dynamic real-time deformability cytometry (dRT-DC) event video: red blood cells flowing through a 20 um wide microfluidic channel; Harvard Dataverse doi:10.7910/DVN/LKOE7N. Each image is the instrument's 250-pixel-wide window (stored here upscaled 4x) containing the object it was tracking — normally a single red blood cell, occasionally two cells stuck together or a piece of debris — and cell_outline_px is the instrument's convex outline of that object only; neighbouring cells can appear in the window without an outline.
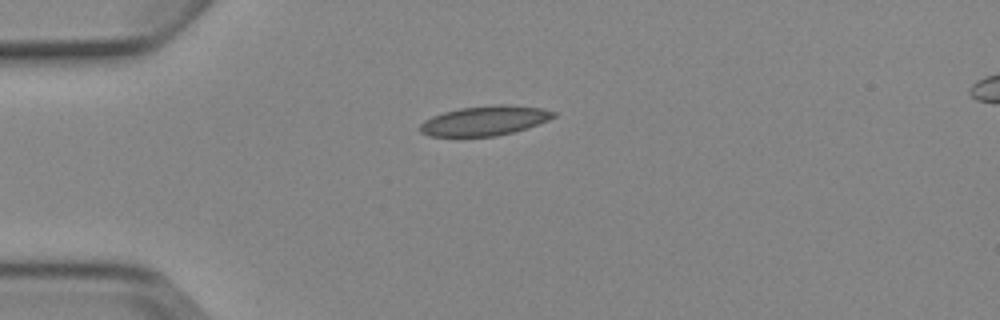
{"species": "Egyptian fruit bat (a non-hibernating species)", "species_latin": "Rousettus aegyptiacus", "temperature_condition": "cold", "stored_images_in_passage": 3, "camera_frame_rate_fps": 3000, "um_per_image_px": 0.085, "animal": {"sex": "female"}, "frame": {"image": 1, "passage_image": 1, "time_ms": 0.0, "image_size_px": [1000, 320], "cell_outline_px": [[556, 116], [548, 120], [512, 132], [496, 136], [428, 136], [420, 132], [420, 124], [424, 120], [432, 116], [444, 112], [460, 108], [496, 104], [512, 104], [540, 108], [556, 112]], "centroid_in_image_um": [41.18, 10.25], "position_along_channel_um": 43.8, "area_um2": 22.95}}
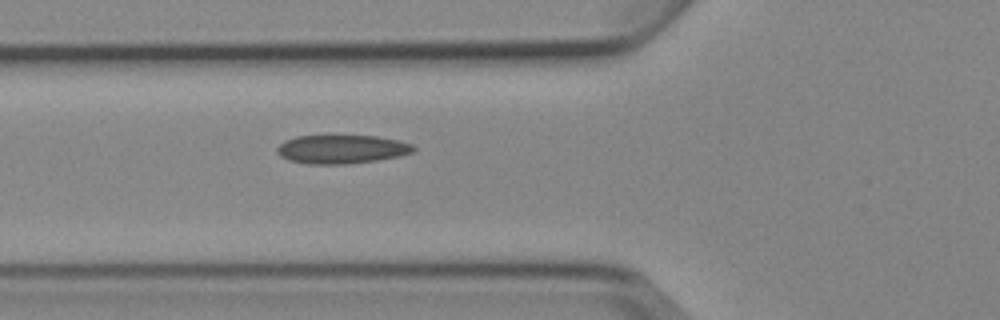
{"frame": {"image": 2, "passage_image": 3, "time_ms": 2.0, "image_size_px": [1000, 320], "cell_outline_px": [[416, 148], [412, 152], [400, 156], [376, 160], [348, 164], [308, 164], [288, 160], [280, 156], [276, 152], [276, 148], [284, 140], [296, 136], [376, 136], [396, 140], [412, 144]], "centroid_in_image_um": [29.0, 12.69], "position_along_channel_um": 96.8, "area_um2": 22.77}}